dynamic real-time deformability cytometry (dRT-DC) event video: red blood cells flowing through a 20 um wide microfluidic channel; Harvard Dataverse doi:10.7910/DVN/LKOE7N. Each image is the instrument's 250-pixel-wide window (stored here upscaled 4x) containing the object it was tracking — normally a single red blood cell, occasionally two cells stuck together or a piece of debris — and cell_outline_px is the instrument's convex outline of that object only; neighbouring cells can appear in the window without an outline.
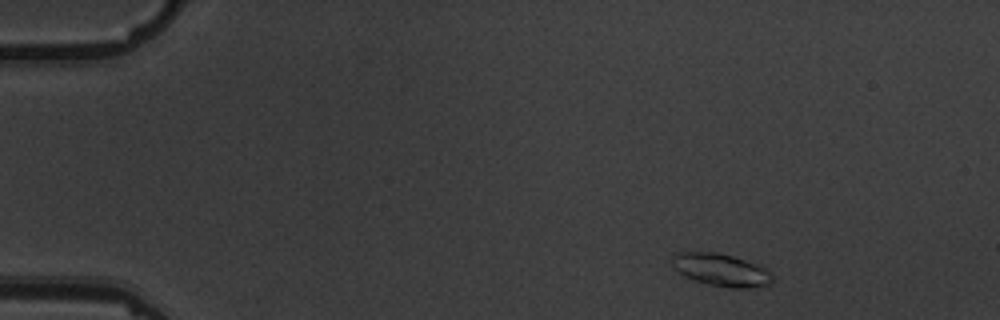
{"species": "common noctule bat (a hibernating species)", "species_latin": "Nyctalus noctula", "temperature_condition": "warm", "stored_images_in_passage": 4, "camera_frame_rate_fps": 3000, "um_per_image_px": 0.085, "animal": {"sex": "male", "body_mass_g": 19.5, "forearm_length_mm": 54.6}, "frame": {"image": 1, "passage_image": 1, "time_ms": 0.0, "image_size_px": [1000, 320], "cell_outline_px": [[772, 280], [768, 284], [748, 288], [728, 288], [708, 284], [696, 280], [680, 272], [672, 264], [672, 256], [676, 252], [716, 252], [732, 256], [760, 264], [768, 268], [772, 272]], "centroid_in_image_um": [61.35, 22.93], "position_along_channel_um": 23.7, "area_um2": 18.96}}
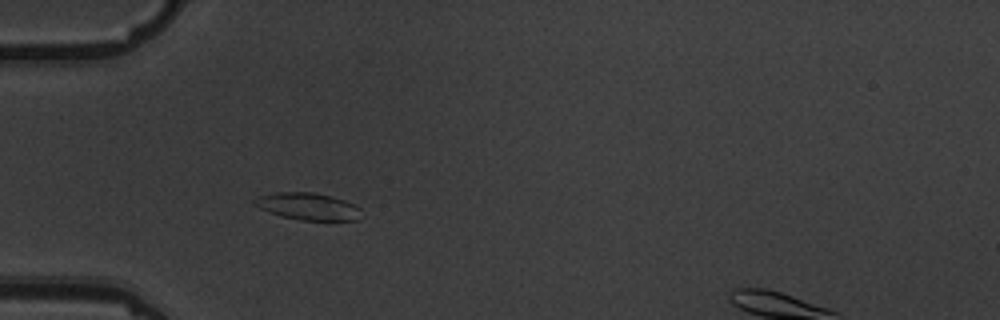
{"frame": {"image": 2, "passage_image": 4, "time_ms": 3.333, "image_size_px": [1000, 320], "cell_outline_px": [[360, 208], [356, 220], [304, 220], [280, 216], [268, 212], [260, 208], [252, 200], [260, 196], [276, 192], [312, 192], [332, 196], [344, 200]], "centroid_in_image_um": [26.14, 17.53], "position_along_channel_um": 58.9, "area_um2": 16.53}}